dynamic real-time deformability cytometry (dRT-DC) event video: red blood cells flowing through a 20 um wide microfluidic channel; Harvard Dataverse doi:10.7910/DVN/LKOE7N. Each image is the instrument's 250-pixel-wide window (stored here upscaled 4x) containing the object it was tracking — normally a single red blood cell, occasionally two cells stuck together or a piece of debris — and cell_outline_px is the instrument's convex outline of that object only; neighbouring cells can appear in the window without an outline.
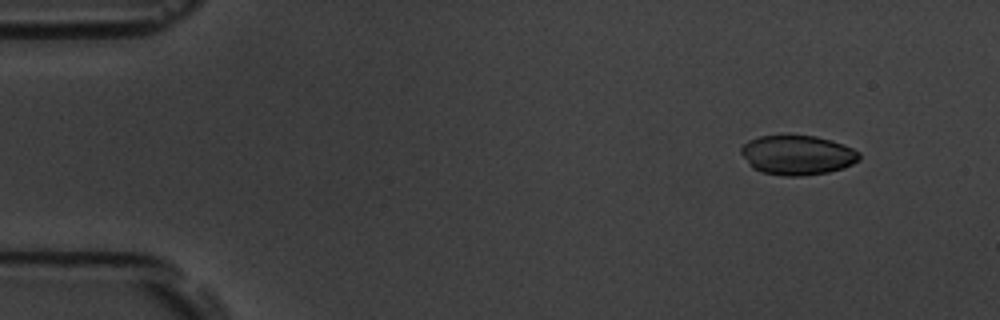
{"species": "common noctule bat (a hibernating species)", "species_latin": "Nyctalus noctula", "temperature_condition": "room temperature", "stored_images_in_passage": 5, "camera_frame_rate_fps": 3000, "um_per_image_px": 0.085, "animal": {"sex": "male", "body_mass_g": 19.5, "forearm_length_mm": 54.6}, "frame": {"image": 1, "passage_image": 2, "time_ms": 1.333, "image_size_px": [1000, 320], "cell_outline_px": [[860, 160], [844, 168], [828, 172], [800, 176], [784, 176], [764, 172], [752, 168], [740, 152], [740, 148], [748, 140], [760, 136], [788, 132], [816, 136], [832, 140], [852, 148], [860, 152]], "centroid_in_image_um": [67.77, 13.13], "position_along_channel_um": 17.2, "area_um2": 27.98}}
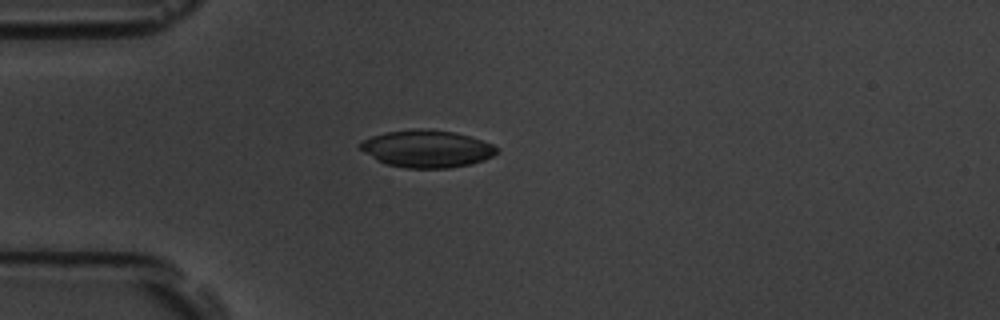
{"frame": {"image": 2, "passage_image": 5, "time_ms": 4.667, "image_size_px": [1000, 320], "cell_outline_px": [[500, 152], [484, 160], [468, 164], [448, 168], [404, 168], [388, 164], [380, 160], [360, 148], [360, 144], [364, 140], [372, 136], [384, 132], [416, 128], [424, 128], [456, 132], [492, 144]], "centroid_in_image_um": [36.32, 12.63], "position_along_channel_um": 48.7, "area_um2": 29.3}}